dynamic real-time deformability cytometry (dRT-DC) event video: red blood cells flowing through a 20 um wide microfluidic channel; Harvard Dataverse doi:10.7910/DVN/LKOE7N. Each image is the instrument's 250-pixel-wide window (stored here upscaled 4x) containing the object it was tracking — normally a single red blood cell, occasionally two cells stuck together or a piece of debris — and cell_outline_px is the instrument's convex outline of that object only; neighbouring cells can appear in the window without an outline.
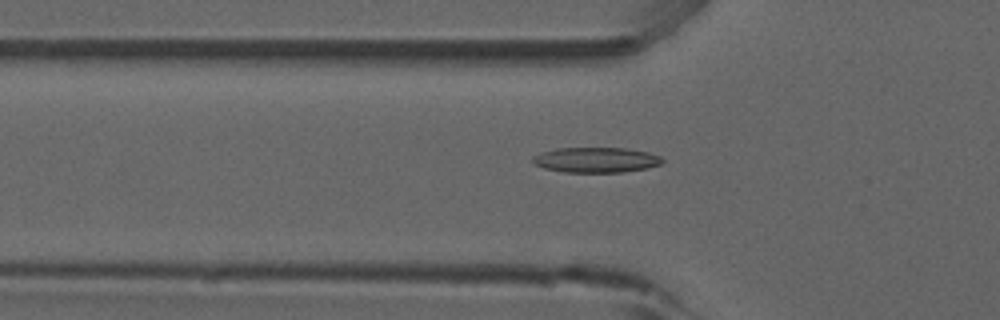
{"species": "common noctule bat (a hibernating species)", "species_latin": "Nyctalus noctula", "temperature_condition": "room temperature", "stored_images_in_passage": 53, "camera_frame_rate_fps": 3000, "um_per_image_px": 0.085, "animal": {"sex": "male", "forearm_length_mm": 52.5}, "frame": {"image": 1, "passage_image": 18, "time_ms": 5.667, "image_size_px": [1000, 320], "cell_outline_px": [[664, 160], [660, 164], [644, 168], [624, 172], [564, 172], [544, 168], [536, 164], [532, 160], [532, 156], [540, 152], [556, 148], [624, 148], [648, 152], [660, 156]], "centroid_in_image_um": [50.63, 13.58], "position_along_channel_um": 75.2, "area_um2": 18.96}}
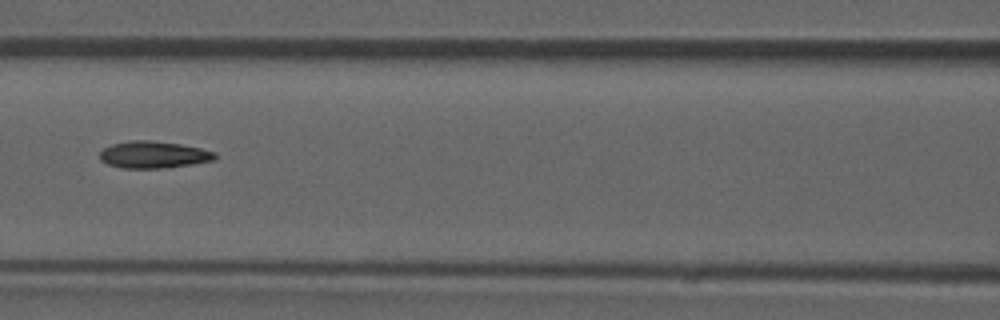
{"frame": {"image": 2, "passage_image": 24, "time_ms": 7.667, "image_size_px": [1000, 320], "cell_outline_px": [[216, 160], [168, 168], [124, 168], [108, 164], [100, 160], [100, 152], [104, 148], [112, 144], [132, 140], [148, 140], [180, 144], [200, 148], [216, 152]], "centroid_in_image_um": [13.07, 13.15], "position_along_channel_um": 153.5, "area_um2": 18.09}}
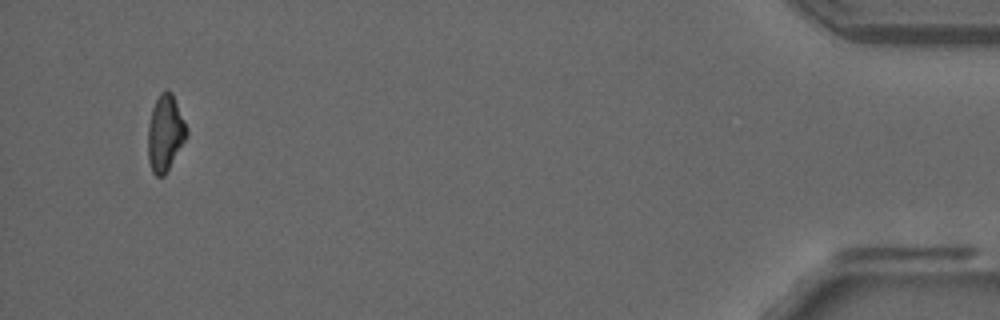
{"frame": {"image": 3, "passage_image": 51, "time_ms": 16.667, "image_size_px": [1000, 320], "cell_outline_px": [[188, 136], [164, 176], [156, 176], [152, 172], [148, 160], [148, 124], [152, 108], [160, 92], [168, 88], [172, 92], [188, 128]], "centroid_in_image_um": [14.05, 11.29], "position_along_channel_um": 421.2, "area_um2": 17.4}, "authors_computed_cell_mechanics": {"area_um2": 17.9758, "velocity_mm_per_s": 3.8836, "shape_relaxation_time_tau1_ms": null, "shape_relaxation_time_tau2_ms": 5.5783, "deformation_change_tau1": null, "deformation_change_tau2": 0.1461}}